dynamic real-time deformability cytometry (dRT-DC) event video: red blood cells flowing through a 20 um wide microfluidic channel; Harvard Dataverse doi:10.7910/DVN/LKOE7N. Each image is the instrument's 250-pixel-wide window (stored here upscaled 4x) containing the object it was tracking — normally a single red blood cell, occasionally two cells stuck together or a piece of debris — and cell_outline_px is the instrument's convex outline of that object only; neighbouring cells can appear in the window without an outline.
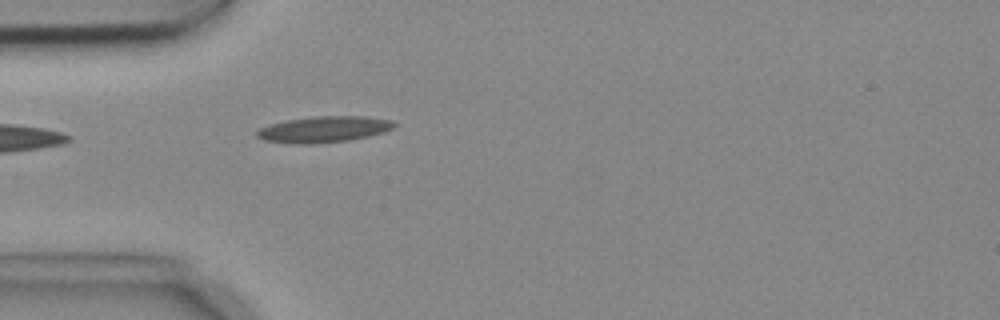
{"species": "common noctule bat (a hibernating species)", "species_latin": "Nyctalus noctula", "temperature_condition": "cold", "stored_images_in_passage": 5, "camera_frame_rate_fps": 3000, "um_per_image_px": 0.085, "animal": {"sex": "female", "body_mass_g": 18.4}, "frame": {"image": 1, "passage_image": 5, "time_ms": 1.333, "image_size_px": [1000, 320], "cell_outline_px": [[396, 124], [392, 128], [384, 132], [368, 136], [348, 140], [312, 144], [292, 144], [264, 140], [256, 136], [256, 132], [260, 128], [272, 124], [288, 120], [316, 116], [368, 116], [392, 120]], "centroid_in_image_um": [27.54, 10.99], "position_along_channel_um": 57.5, "area_um2": 20.81}}